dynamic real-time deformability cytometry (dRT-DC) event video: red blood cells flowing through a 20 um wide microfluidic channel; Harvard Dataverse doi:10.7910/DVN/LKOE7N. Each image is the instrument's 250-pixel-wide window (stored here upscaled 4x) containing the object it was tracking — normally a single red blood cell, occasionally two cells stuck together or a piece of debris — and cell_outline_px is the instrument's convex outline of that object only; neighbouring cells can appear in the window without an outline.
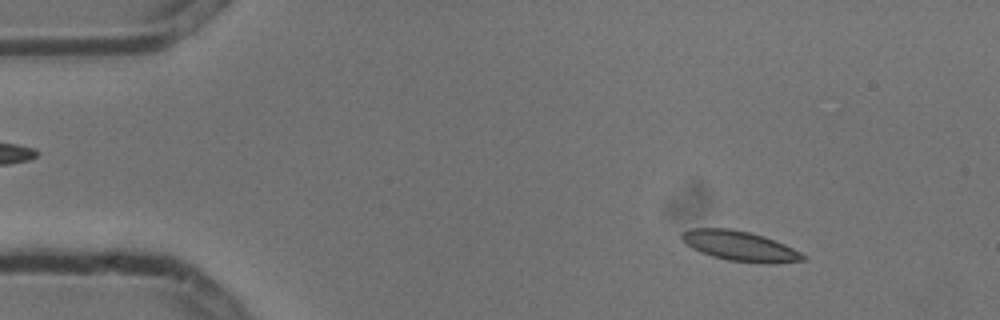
{"species": "common noctule bat (a hibernating species)", "species_latin": "Nyctalus noctula", "temperature_condition": "cold", "stored_images_in_passage": 6, "camera_frame_rate_fps": 3000, "um_per_image_px": 0.085, "animal": {"sex": "male", "body_mass_g": 13.3}, "frame": {"image": 1, "passage_image": 2, "time_ms": 0.333, "image_size_px": [1000, 320], "cell_outline_px": [[808, 260], [772, 264], [764, 264], [728, 260], [712, 256], [700, 252], [684, 244], [680, 240], [680, 236], [684, 232], [692, 228], [732, 228], [764, 236], [784, 244], [808, 256]], "centroid_in_image_um": [62.9, 20.92], "position_along_channel_um": 22.1, "area_um2": 21.44}}
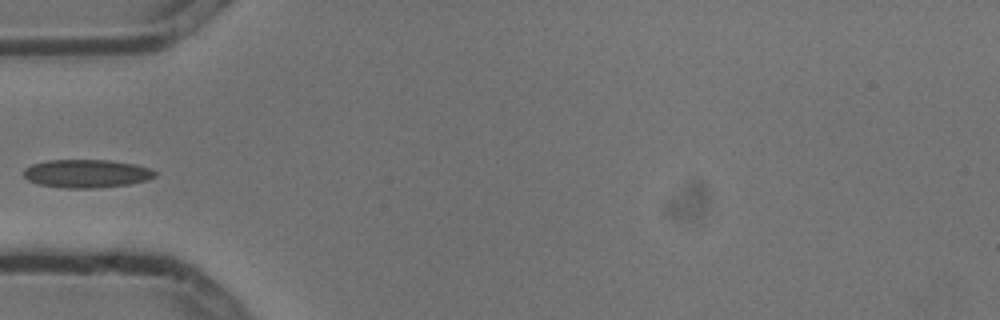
{"frame": {"image": 2, "passage_image": 5, "time_ms": 1.333, "image_size_px": [1000, 320], "cell_outline_px": [[156, 176], [148, 180], [128, 184], [96, 188], [64, 188], [40, 184], [28, 180], [24, 176], [24, 168], [32, 164], [48, 160], [108, 160], [136, 164], [148, 168], [156, 172]], "centroid_in_image_um": [7.36, 14.75], "position_along_channel_um": 77.6, "area_um2": 21.56}}
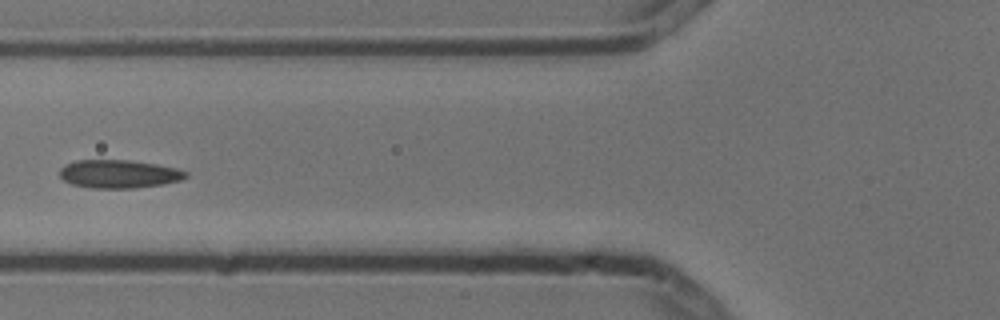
{"frame": {"image": 3, "passage_image": 6, "time_ms": 1.667, "image_size_px": [1000, 320], "cell_outline_px": [[188, 176], [180, 180], [164, 184], [136, 188], [88, 188], [72, 184], [64, 180], [60, 176], [60, 168], [64, 164], [76, 160], [128, 160], [156, 164], [176, 168], [188, 172]], "centroid_in_image_um": [10.09, 14.79], "position_along_channel_um": 115.7, "area_um2": 20.87}}